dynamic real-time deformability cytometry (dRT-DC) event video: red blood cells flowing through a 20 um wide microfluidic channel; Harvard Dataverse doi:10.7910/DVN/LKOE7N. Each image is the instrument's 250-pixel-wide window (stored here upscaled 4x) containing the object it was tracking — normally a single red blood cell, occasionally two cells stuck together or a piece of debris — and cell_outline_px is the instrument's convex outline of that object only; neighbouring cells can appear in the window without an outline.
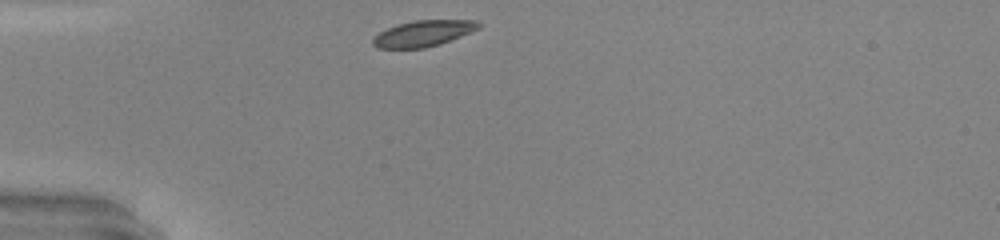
{"species": "common noctule bat (a hibernating species)", "species_latin": "Nyctalus noctula", "temperature_condition": "warm", "stored_images_in_passage": 27, "camera_frame_rate_fps": 3000, "um_per_image_px": 0.085, "animal": {"sex": "male", "body_mass_g": 20.0, "forearm_length_mm": 53.3}, "frame": {"image": 1, "passage_image": 1, "time_ms": 0.0, "image_size_px": [1000, 240], "cell_outline_px": [[480, 28], [440, 44], [424, 48], [376, 48], [372, 44], [372, 36], [388, 28], [400, 24], [416, 20], [476, 20], [480, 24]], "centroid_in_image_um": [35.95, 2.85], "position_along_channel_um": 49.0, "area_um2": 15.9}}
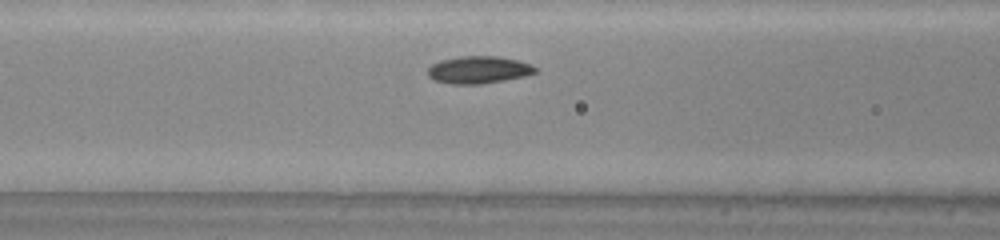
{"frame": {"image": 2, "passage_image": 8, "time_ms": 2.333, "image_size_px": [1000, 240], "cell_outline_px": [[536, 72], [524, 76], [504, 80], [480, 84], [448, 84], [432, 80], [428, 76], [428, 68], [432, 64], [440, 60], [460, 56], [496, 56], [516, 60], [532, 64], [536, 68]], "centroid_in_image_um": [40.64, 5.94], "position_along_channel_um": 126.0, "area_um2": 17.17}, "authors_computed_cell_mechanics": {"area_um2": 16.8198, "velocity_mm_per_s": 4.2139, "shape_relaxation_time_tau1_ms": 1.5325, "shape_relaxation_time_tau2_ms": null, "deformation_change_tau1": 0.071, "deformation_change_tau2": null}}